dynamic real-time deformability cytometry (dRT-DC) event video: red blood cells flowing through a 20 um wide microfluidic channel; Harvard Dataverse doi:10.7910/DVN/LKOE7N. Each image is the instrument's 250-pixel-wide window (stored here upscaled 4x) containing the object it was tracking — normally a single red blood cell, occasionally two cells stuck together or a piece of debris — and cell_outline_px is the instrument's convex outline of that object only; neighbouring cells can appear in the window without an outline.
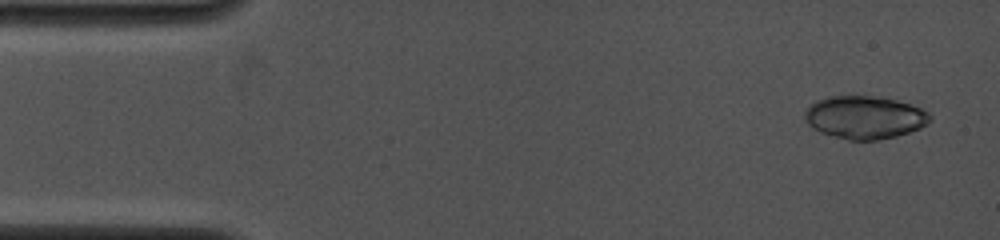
{"species": "common noctule bat (a hibernating species)", "species_latin": "Nyctalus noctula", "temperature_condition": "cold", "stored_images_in_passage": 7, "camera_frame_rate_fps": 4000, "um_per_image_px": 0.085, "animal": {"sex": "female", "body_mass_g": 19.0, "forearm_length_mm": 53.3}, "frame": {"image": 1, "passage_image": 1, "time_ms": 0.0, "image_size_px": [1000, 240], "cell_outline_px": [[932, 120], [920, 128], [896, 136], [876, 140], [848, 140], [820, 132], [812, 128], [808, 124], [804, 116], [804, 112], [816, 100], [832, 96], [880, 96], [912, 104], [928, 112], [932, 116]], "centroid_in_image_um": [73.51, 9.97], "position_along_channel_um": 11.5, "area_um2": 31.33}}